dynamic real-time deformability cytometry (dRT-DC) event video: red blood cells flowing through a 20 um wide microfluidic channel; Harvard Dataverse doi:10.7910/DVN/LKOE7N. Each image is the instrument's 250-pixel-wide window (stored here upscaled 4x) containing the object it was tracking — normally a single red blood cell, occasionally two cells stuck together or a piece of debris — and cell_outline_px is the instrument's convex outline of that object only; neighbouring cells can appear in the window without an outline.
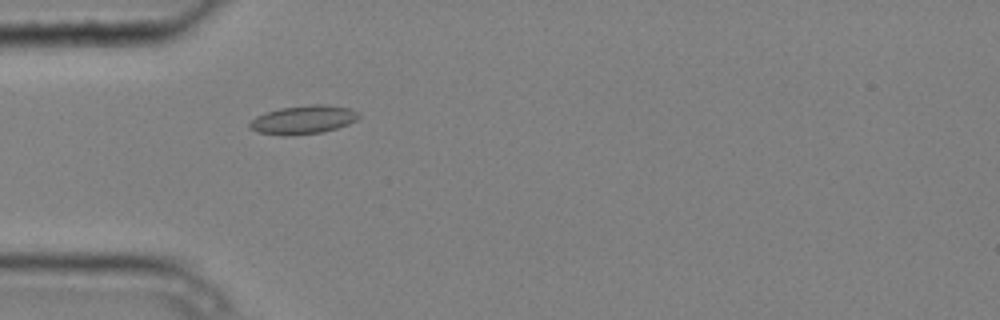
{"species": "common noctule bat (a hibernating species)", "species_latin": "Nyctalus noctula", "temperature_condition": "cold", "stored_images_in_passage": 5, "camera_frame_rate_fps": 3000, "um_per_image_px": 0.085, "animal": {"sex": "male", "body_mass_g": 20.4}, "frame": {"image": 1, "passage_image": 5, "time_ms": 1.333, "image_size_px": [1000, 320], "cell_outline_px": [[360, 116], [356, 120], [348, 124], [336, 128], [320, 132], [256, 132], [248, 128], [248, 124], [256, 116], [280, 108], [308, 104], [324, 104], [352, 108], [360, 112]], "centroid_in_image_um": [25.86, 10.1], "position_along_channel_um": 59.1, "area_um2": 17.34}}